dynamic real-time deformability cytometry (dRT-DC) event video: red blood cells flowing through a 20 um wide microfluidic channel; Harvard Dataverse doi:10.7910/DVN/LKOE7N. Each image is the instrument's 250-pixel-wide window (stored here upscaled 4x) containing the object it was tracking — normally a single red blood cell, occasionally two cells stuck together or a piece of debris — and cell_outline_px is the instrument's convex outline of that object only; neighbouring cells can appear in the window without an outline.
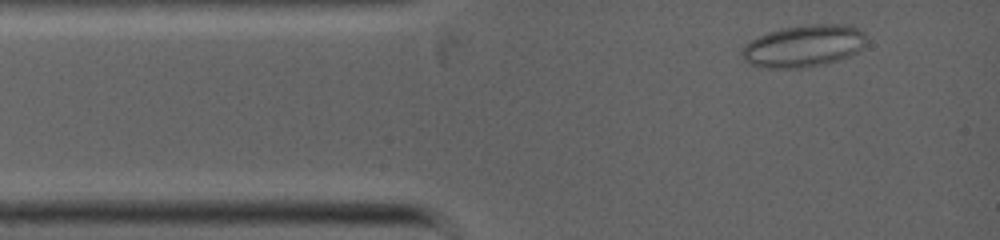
{"species": "common noctule bat (a hibernating species)", "species_latin": "Nyctalus noctula", "temperature_condition": "warm", "stored_images_in_passage": 2, "camera_frame_rate_fps": 5000, "um_per_image_px": 0.085, "animal": {"sex": "female", "body_mass_g": 19.0, "forearm_length_mm": 53.3}, "frame": {"image": 1, "passage_image": 2, "time_ms": 0.4, "image_size_px": [1000, 240], "cell_outline_px": [[864, 44], [856, 52], [848, 56], [824, 64], [800, 68], [760, 68], [744, 60], [740, 52], [752, 40], [768, 32], [784, 28], [808, 24], [852, 24], [864, 32]], "centroid_in_image_um": [68.32, 3.9], "position_along_channel_um": 16.7, "area_um2": 30.23}}